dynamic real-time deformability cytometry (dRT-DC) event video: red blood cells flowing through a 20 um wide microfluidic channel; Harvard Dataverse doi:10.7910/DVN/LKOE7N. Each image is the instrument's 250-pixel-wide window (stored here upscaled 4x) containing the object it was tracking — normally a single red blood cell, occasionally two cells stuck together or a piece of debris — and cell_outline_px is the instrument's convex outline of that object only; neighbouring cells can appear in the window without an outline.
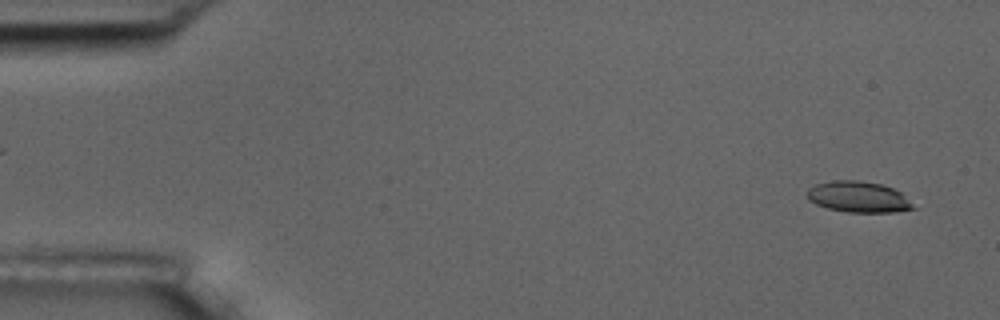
{"species": "common noctule bat (a hibernating species)", "species_latin": "Nyctalus noctula", "temperature_condition": "room temperature", "stored_images_in_passage": 6, "camera_frame_rate_fps": 3000, "um_per_image_px": 0.085, "animal": {"sex": "male", "body_mass_g": 17.5, "forearm_length_mm": 52.3}, "frame": {"image": 1, "passage_image": 6, "time_ms": 1.667, "image_size_px": [1000, 320], "cell_outline_px": [[916, 208], [896, 212], [848, 212], [828, 208], [816, 204], [808, 200], [808, 188], [816, 184], [836, 180], [860, 180], [880, 184], [892, 188], [900, 192]], "centroid_in_image_um": [72.95, 16.74], "position_along_channel_um": 12.1, "area_um2": 18.96}}